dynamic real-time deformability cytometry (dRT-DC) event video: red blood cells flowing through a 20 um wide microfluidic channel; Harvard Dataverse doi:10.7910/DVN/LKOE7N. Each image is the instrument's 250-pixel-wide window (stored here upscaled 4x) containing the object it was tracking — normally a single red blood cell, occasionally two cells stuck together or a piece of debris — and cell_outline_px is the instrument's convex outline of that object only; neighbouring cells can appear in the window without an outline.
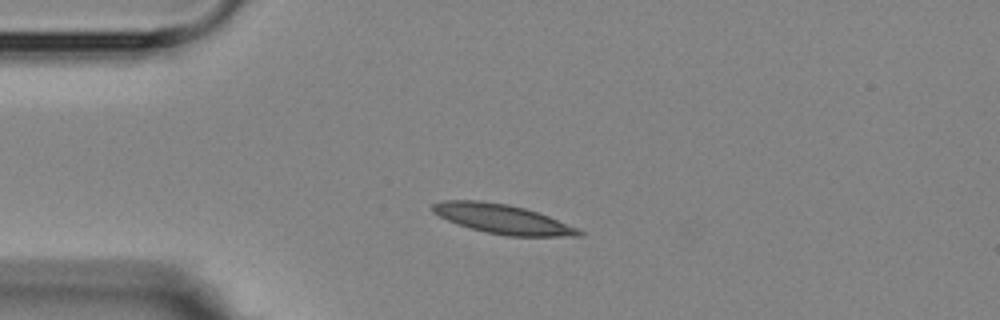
{"species": "Egyptian fruit bat (a non-hibernating species)", "species_latin": "Rousettus aegyptiacus", "temperature_condition": "room temperature", "stored_images_in_passage": 5, "camera_frame_rate_fps": 3000, "um_per_image_px": 0.085, "animal": {"sex": "female"}, "frame": {"image": 1, "passage_image": 3, "time_ms": 2.333, "image_size_px": [1000, 320], "cell_outline_px": [[584, 236], [508, 236], [488, 232], [456, 224], [432, 212], [432, 204], [444, 200], [480, 200], [508, 204], [524, 208], [548, 216], [576, 228], [584, 232]], "centroid_in_image_um": [42.69, 18.61], "position_along_channel_um": 42.3, "area_um2": 24.74}}
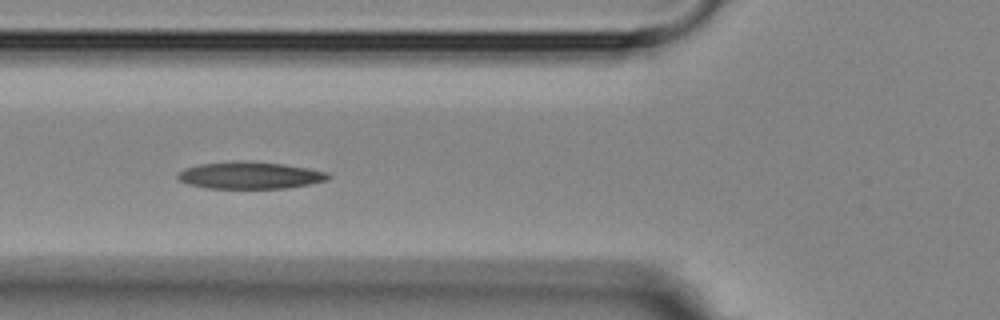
{"frame": {"image": 2, "passage_image": 5, "time_ms": 4.667, "image_size_px": [1000, 320], "cell_outline_px": [[332, 176], [328, 180], [288, 188], [208, 188], [188, 184], [180, 180], [176, 176], [184, 168], [200, 164], [232, 160], [240, 160], [284, 164], [308, 168], [328, 172]], "centroid_in_image_um": [21.26, 14.89], "position_along_channel_um": 104.5, "area_um2": 23.81}}